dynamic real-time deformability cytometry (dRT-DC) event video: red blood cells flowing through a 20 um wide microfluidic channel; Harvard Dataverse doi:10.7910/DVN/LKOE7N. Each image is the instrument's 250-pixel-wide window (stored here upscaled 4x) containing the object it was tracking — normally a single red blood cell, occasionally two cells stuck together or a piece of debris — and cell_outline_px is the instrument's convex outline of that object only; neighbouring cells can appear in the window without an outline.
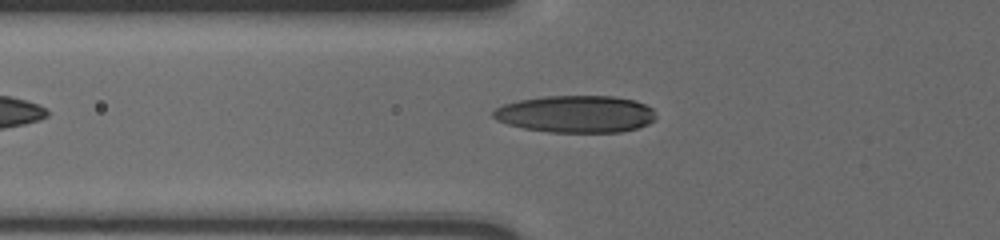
{"species": "human", "species_latin": "Homo sapiens", "temperature_condition": "cold", "stored_images_in_passage": 6, "camera_frame_rate_fps": 3000, "um_per_image_px": 0.085, "donor": {"sex": "male"}, "frame": {"image": 1, "passage_image": 4, "time_ms": 1.0, "image_size_px": [1000, 240], "cell_outline_px": [[656, 120], [648, 124], [636, 128], [620, 132], [548, 132], [524, 128], [508, 124], [496, 120], [492, 116], [492, 112], [496, 108], [504, 104], [520, 100], [544, 96], [612, 96], [636, 100], [652, 108], [656, 116]], "centroid_in_image_um": [48.96, 9.69], "position_along_channel_um": 76.8, "area_um2": 35.26}}
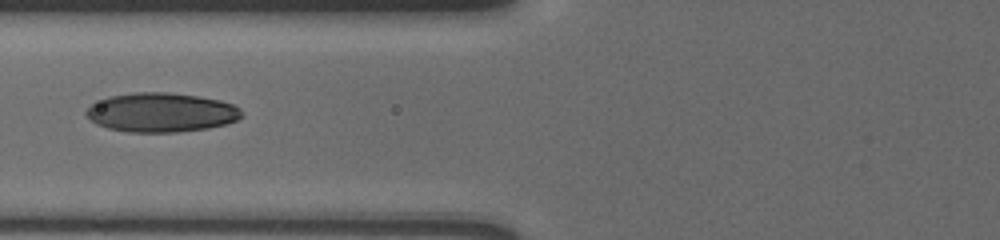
{"frame": {"image": 2, "passage_image": 5, "time_ms": 1.333, "image_size_px": [1000, 240], "cell_outline_px": [[244, 116], [228, 124], [208, 128], [176, 132], [128, 132], [108, 128], [96, 124], [84, 112], [92, 104], [108, 96], [132, 92], [168, 92], [200, 96], [220, 100], [232, 104], [240, 108]], "centroid_in_image_um": [13.73, 9.55], "position_along_channel_um": 112.1, "area_um2": 35.72}}